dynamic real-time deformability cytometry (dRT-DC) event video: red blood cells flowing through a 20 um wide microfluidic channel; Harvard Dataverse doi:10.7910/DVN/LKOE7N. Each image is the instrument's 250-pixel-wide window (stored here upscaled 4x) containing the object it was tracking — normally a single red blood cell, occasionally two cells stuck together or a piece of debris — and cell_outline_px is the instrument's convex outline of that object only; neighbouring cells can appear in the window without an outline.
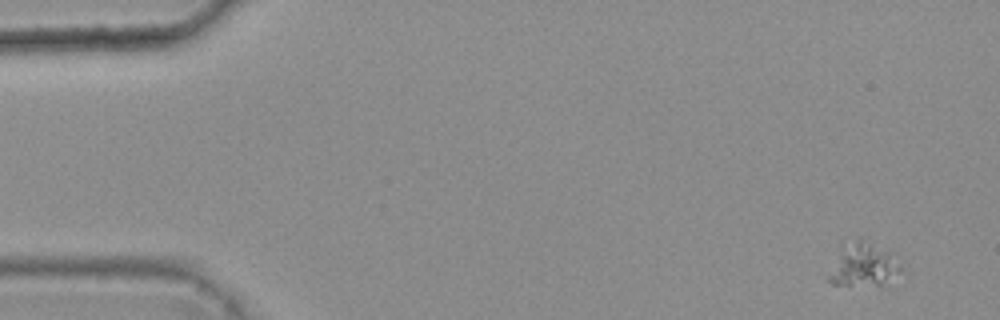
{"species": "common noctule bat (a hibernating species)", "species_latin": "Nyctalus noctula", "temperature_condition": "warm", "stored_images_in_passage": 5, "camera_frame_rate_fps": 3000, "um_per_image_px": 0.085, "animal": {"sex": "female", "body_mass_g": 25.1}, "frame": {"image": 1, "passage_image": 1, "time_ms": 0.0, "image_size_px": [1000, 320], "cell_outline_px": [[904, 268], [900, 272], [880, 284], [832, 284], [824, 276], [840, 244], [856, 240], [860, 240], [892, 252]], "centroid_in_image_um": [73.28, 22.49], "position_along_channel_um": 11.7, "area_um2": 18.26}}